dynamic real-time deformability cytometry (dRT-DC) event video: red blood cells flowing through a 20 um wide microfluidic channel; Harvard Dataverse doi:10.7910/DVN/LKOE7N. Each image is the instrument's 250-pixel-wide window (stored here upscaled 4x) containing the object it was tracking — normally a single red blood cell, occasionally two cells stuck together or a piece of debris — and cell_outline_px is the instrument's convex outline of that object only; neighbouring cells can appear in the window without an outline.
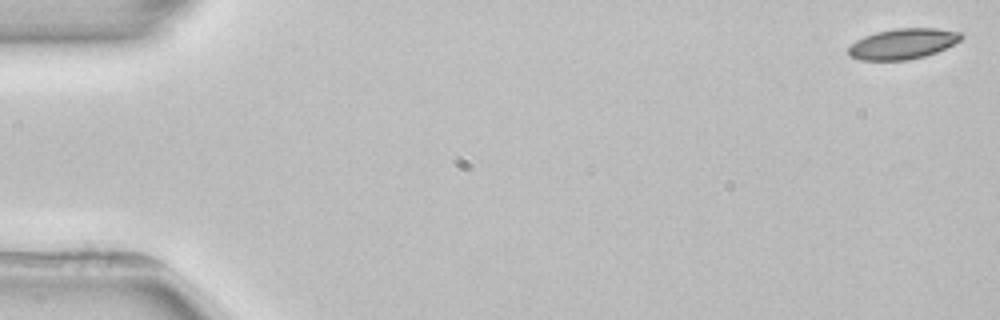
{"species": "common noctule bat (a hibernating species)", "species_latin": "Nyctalus noctula", "temperature_condition": "room temperature", "stored_images_in_passage": 4, "camera_frame_rate_fps": 3000, "um_per_image_px": 0.085, "animal": {"sex": "female", "body_mass_g": 22.7, "forearm_length_mm": 54.2}, "frame": {"image": 1, "passage_image": 1, "time_ms": 0.0, "image_size_px": [1000, 320], "cell_outline_px": [[964, 36], [960, 40], [936, 52], [924, 56], [908, 60], [860, 60], [848, 56], [848, 48], [856, 40], [864, 36], [876, 32], [896, 28], [936, 28], [964, 32]], "centroid_in_image_um": [76.74, 3.71], "position_along_channel_um": 8.3, "area_um2": 20.11}}
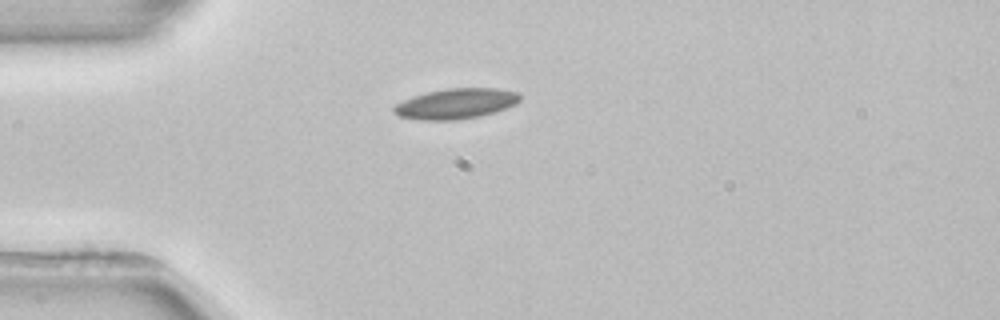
{"frame": {"image": 2, "passage_image": 4, "time_ms": 4.333, "image_size_px": [1000, 320], "cell_outline_px": [[520, 100], [516, 104], [480, 116], [456, 120], [420, 120], [400, 116], [392, 112], [392, 108], [396, 104], [412, 96], [444, 88], [500, 88], [520, 92]], "centroid_in_image_um": [38.76, 8.8], "position_along_channel_um": 46.2, "area_um2": 22.37}}